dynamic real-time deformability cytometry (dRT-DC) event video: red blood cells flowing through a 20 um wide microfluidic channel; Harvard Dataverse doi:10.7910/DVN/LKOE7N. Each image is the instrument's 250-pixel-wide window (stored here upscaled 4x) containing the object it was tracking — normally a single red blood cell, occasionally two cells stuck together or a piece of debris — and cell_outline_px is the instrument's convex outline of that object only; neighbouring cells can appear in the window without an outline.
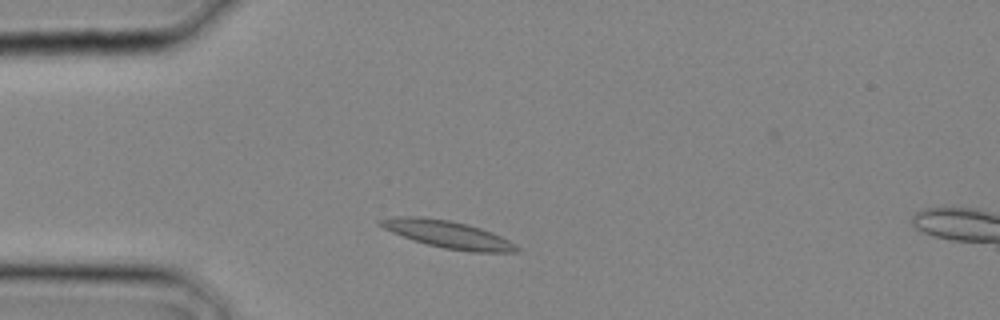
{"species": "common noctule bat (a hibernating species)", "species_latin": "Nyctalus noctula", "temperature_condition": "cold", "stored_images_in_passage": 4, "camera_frame_rate_fps": 3000, "um_per_image_px": 0.085, "animal": {"sex": "male", "body_mass_g": 20.4}, "frame": {"image": 1, "passage_image": 2, "time_ms": 0.333, "image_size_px": [1000, 320], "cell_outline_px": [[520, 252], [472, 252], [444, 248], [428, 244], [392, 232], [376, 224], [376, 220], [396, 216], [420, 216], [452, 220], [468, 224], [492, 232], [508, 240], [520, 248]], "centroid_in_image_um": [38.06, 19.9], "position_along_channel_um": 46.9, "area_um2": 21.68}}